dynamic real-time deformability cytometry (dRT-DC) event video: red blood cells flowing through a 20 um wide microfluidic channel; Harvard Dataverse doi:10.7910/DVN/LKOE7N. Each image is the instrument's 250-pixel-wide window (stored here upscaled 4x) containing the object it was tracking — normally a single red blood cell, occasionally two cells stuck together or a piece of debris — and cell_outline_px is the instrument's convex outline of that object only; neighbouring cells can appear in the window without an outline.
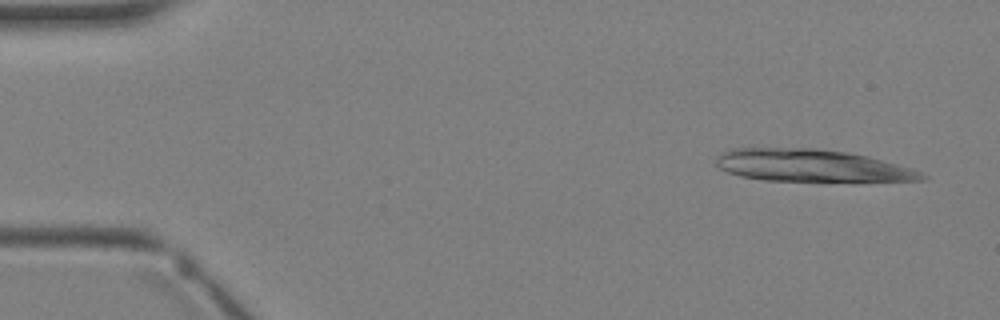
{"species": "Egyptian fruit bat (a non-hibernating species)", "species_latin": "Rousettus aegyptiacus", "temperature_condition": "warm", "stored_images_in_passage": 4, "camera_frame_rate_fps": 3000, "um_per_image_px": 0.085, "animal": {"sex": "female"}, "frame": {"image": 1, "passage_image": 1, "time_ms": 0.0, "image_size_px": [1000, 320], "cell_outline_px": [[928, 176], [924, 180], [764, 180], [740, 176], [728, 172], [720, 168], [716, 164], [716, 160], [720, 152], [732, 148], [816, 148], [848, 152], [868, 156], [912, 168]], "centroid_in_image_um": [68.93, 14.05], "position_along_channel_um": 16.1, "area_um2": 38.15}}